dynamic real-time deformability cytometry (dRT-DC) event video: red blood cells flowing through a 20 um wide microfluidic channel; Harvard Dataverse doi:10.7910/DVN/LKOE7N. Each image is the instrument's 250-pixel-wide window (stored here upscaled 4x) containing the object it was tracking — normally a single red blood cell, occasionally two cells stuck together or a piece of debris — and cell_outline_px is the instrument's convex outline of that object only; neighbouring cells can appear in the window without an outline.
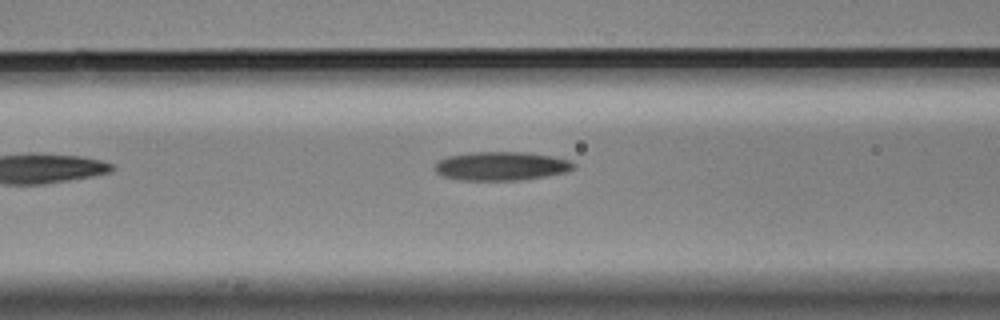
{"species": "Egyptian fruit bat (a non-hibernating species)", "species_latin": "Rousettus aegyptiacus", "temperature_condition": "cold", "stored_images_in_passage": 8, "camera_frame_rate_fps": 3000, "um_per_image_px": 0.085, "animal": {"sex": "male"}, "frame": {"image": 1, "passage_image": 6, "time_ms": 1.667, "image_size_px": [1000, 320], "cell_outline_px": [[576, 168], [568, 172], [520, 180], [460, 180], [444, 176], [436, 172], [436, 164], [440, 160], [448, 156], [472, 152], [528, 152], [552, 156], [568, 160], [576, 164]], "centroid_in_image_um": [42.65, 14.11], "position_along_channel_um": 123.9, "area_um2": 23.18}}